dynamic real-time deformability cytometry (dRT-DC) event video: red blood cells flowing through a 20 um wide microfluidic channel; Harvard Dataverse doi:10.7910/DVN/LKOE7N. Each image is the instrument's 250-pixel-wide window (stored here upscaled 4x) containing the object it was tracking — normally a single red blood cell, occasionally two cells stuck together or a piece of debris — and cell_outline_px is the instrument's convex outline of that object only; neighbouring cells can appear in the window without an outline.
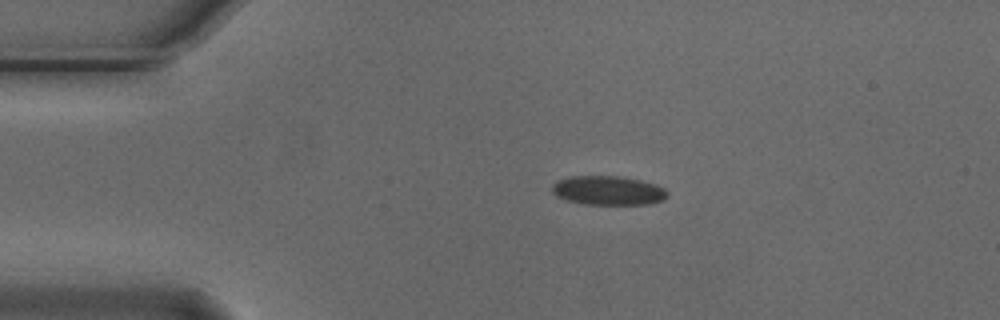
{"species": "Egyptian fruit bat (a non-hibernating species)", "species_latin": "Rousettus aegyptiacus", "temperature_condition": "cold", "stored_images_in_passage": 1, "camera_frame_rate_fps": 3000, "um_per_image_px": 0.085, "animal": {"sex": "male"}, "frame": {"image": 1, "passage_image": 1, "time_ms": 0.0, "image_size_px": [1000, 320], "cell_outline_px": [[668, 196], [664, 200], [648, 204], [584, 204], [568, 200], [556, 196], [552, 192], [552, 184], [556, 180], [572, 176], [616, 176], [640, 180], [656, 184], [664, 188], [668, 192]], "centroid_in_image_um": [51.69, 16.19], "position_along_channel_um": 33.3, "area_um2": 19.59}}